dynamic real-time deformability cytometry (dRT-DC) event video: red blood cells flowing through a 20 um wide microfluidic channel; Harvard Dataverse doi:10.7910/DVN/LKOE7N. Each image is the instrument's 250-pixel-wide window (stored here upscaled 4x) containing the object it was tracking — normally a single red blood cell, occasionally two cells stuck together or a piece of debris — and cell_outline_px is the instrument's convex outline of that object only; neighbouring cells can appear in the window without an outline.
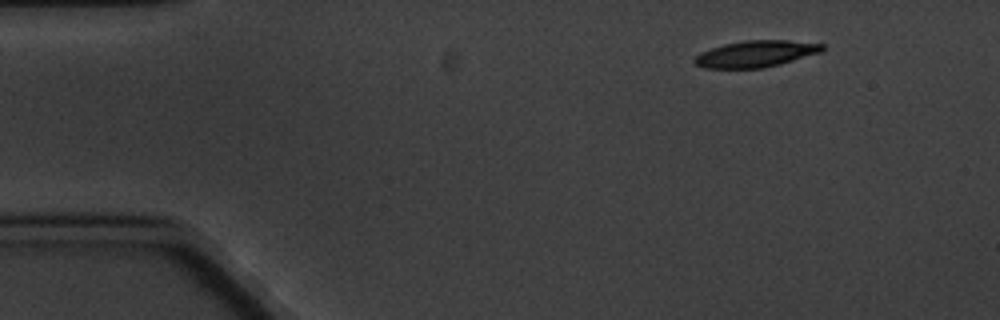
{"species": "common noctule bat (a hibernating species)", "species_latin": "Nyctalus noctula", "temperature_condition": "cold", "stored_images_in_passage": 5, "camera_frame_rate_fps": 3000, "um_per_image_px": 0.085, "animal": {"sex": "male", "body_mass_g": 20.1, "forearm_length_mm": 53.5}, "frame": {"image": 1, "passage_image": 1, "time_ms": 0.0, "image_size_px": [1000, 320], "cell_outline_px": [[824, 48], [820, 52], [780, 64], [764, 68], [704, 68], [696, 64], [692, 60], [700, 52], [724, 44], [744, 40], [788, 40], [824, 44]], "centroid_in_image_um": [64.22, 4.57], "position_along_channel_um": 20.8, "area_um2": 19.65}}
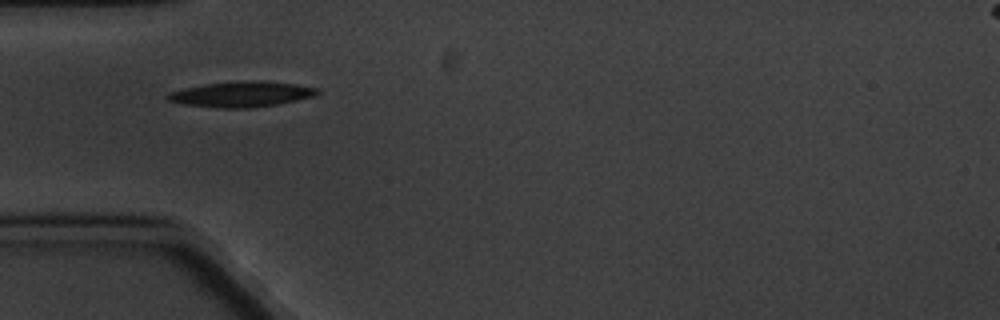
{"frame": {"image": 2, "passage_image": 4, "time_ms": 3.667, "image_size_px": [1000, 320], "cell_outline_px": [[320, 92], [316, 96], [276, 104], [248, 108], [224, 108], [184, 104], [168, 100], [164, 96], [168, 92], [184, 88], [204, 84], [240, 80], [264, 80], [296, 84], [320, 88]], "centroid_in_image_um": [20.55, 7.98], "position_along_channel_um": 64.5, "area_um2": 22.43}}